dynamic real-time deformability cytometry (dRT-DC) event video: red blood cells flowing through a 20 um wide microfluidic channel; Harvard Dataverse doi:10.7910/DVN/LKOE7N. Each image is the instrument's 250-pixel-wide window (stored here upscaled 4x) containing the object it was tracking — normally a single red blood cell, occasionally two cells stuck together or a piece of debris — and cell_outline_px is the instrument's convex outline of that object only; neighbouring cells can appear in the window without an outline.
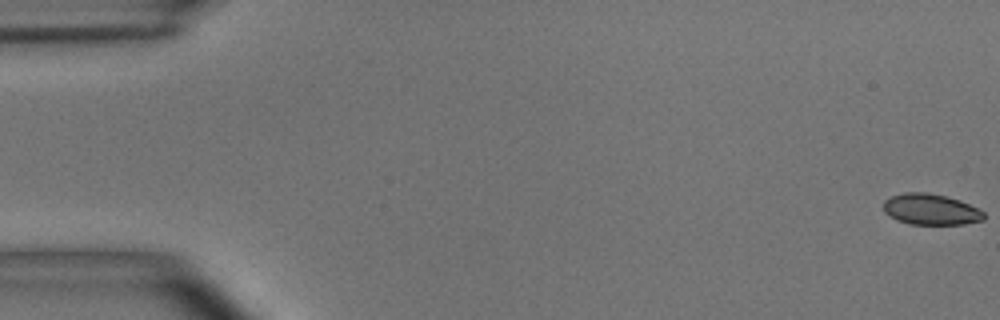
{"species": "common noctule bat (a hibernating species)", "species_latin": "Nyctalus noctula", "temperature_condition": "room temperature", "stored_images_in_passage": 15, "camera_frame_rate_fps": 3000, "um_per_image_px": 0.085, "animal": {"sex": "male", "body_mass_g": 15.6}, "frame": {"image": 1, "passage_image": 1, "time_ms": 0.0, "image_size_px": [1000, 320], "cell_outline_px": [[984, 220], [964, 224], [908, 224], [896, 220], [884, 212], [884, 200], [892, 196], [904, 192], [928, 192], [948, 196], [960, 200], [980, 208], [984, 212]], "centroid_in_image_um": [79.14, 17.79], "position_along_channel_um": 5.9, "area_um2": 18.38}}
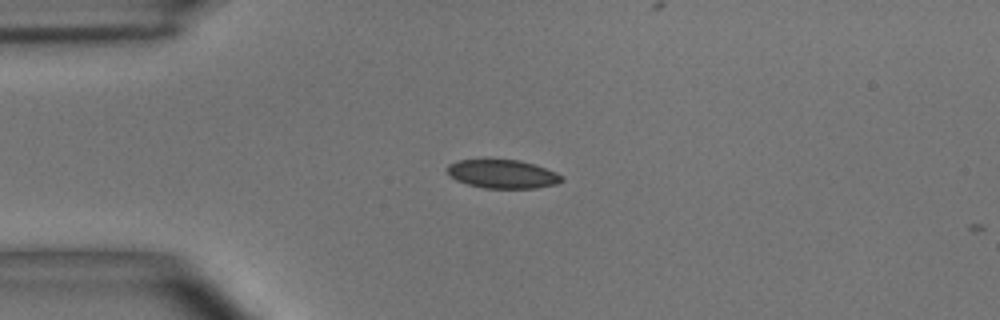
{"frame": {"image": 2, "passage_image": 14, "time_ms": 4.333, "image_size_px": [1000, 320], "cell_outline_px": [[564, 180], [556, 184], [536, 188], [484, 188], [468, 184], [456, 180], [448, 176], [448, 164], [456, 160], [520, 160], [536, 164], [556, 172], [564, 176]], "centroid_in_image_um": [42.74, 14.79], "position_along_channel_um": 42.3, "area_um2": 19.19}}